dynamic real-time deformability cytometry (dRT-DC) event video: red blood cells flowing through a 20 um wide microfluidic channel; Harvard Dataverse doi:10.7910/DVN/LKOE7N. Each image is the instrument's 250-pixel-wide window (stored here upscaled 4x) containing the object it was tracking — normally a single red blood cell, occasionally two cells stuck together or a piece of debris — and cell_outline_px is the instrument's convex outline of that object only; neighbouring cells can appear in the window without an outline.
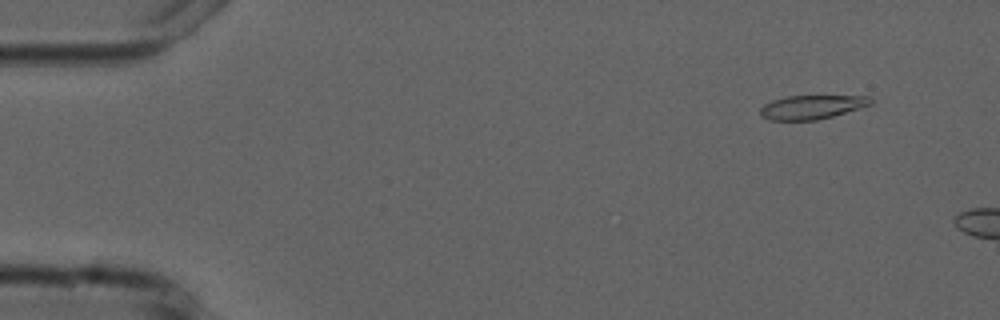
{"species": "common noctule bat (a hibernating species)", "species_latin": "Nyctalus noctula", "temperature_condition": "cold", "stored_images_in_passage": 3, "camera_frame_rate_fps": 3000, "um_per_image_px": 0.085, "animal": {"sex": "male", "forearm_length_mm": 52.5}, "frame": {"image": 1, "passage_image": 1, "time_ms": 0.0, "image_size_px": [1000, 320], "cell_outline_px": [[872, 104], [860, 108], [832, 116], [816, 120], [768, 120], [760, 116], [760, 108], [764, 104], [772, 100], [788, 96], [868, 96], [872, 100]], "centroid_in_image_um": [68.96, 9.1], "position_along_channel_um": 16.0, "area_um2": 15.32}}